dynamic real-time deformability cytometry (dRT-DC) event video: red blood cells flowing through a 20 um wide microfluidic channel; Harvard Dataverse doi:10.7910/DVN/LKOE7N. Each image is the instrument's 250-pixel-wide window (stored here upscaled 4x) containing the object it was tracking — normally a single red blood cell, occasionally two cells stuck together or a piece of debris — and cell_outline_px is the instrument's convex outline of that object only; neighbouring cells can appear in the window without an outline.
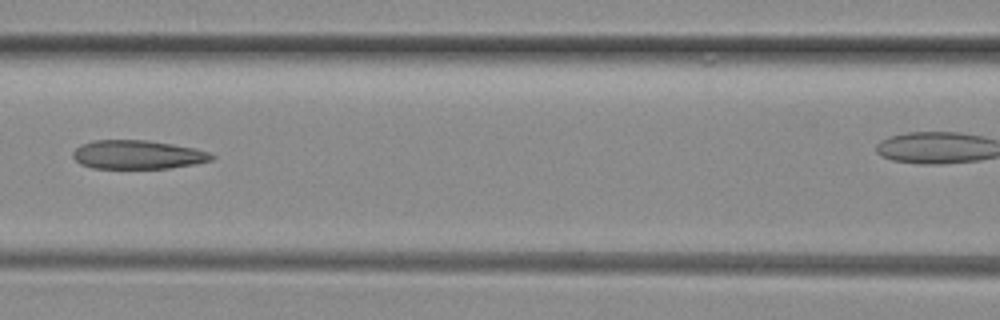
{"species": "common noctule bat (a hibernating species)", "species_latin": "Nyctalus noctula", "temperature_condition": "room temperature", "stored_images_in_passage": 5, "segment_of_instrument_passage": [1, 2], "camera_frame_rate_fps": 3000, "um_per_image_px": 0.085, "animal": {"sex": "female", "body_mass_g": 29.2, "forearm_length_mm": 56.3}, "frame": {"image": 1, "passage_image": 4, "time_ms": 1.0, "image_size_px": [1000, 320], "cell_outline_px": [[216, 156], [212, 160], [192, 164], [168, 168], [92, 168], [80, 164], [72, 156], [72, 152], [80, 144], [92, 140], [144, 140], [172, 144], [192, 148], [208, 152]], "centroid_in_image_um": [11.64, 13.14], "position_along_channel_um": 155.0, "area_um2": 23.12}}